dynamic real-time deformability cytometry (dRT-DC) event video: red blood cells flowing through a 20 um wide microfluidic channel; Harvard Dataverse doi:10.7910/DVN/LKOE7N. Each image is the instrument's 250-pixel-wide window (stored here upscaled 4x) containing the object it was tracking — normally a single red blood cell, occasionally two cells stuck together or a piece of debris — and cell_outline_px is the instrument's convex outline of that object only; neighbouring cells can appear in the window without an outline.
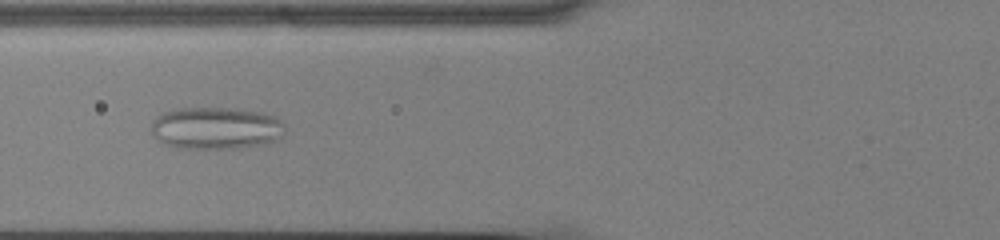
{"species": "common noctule bat (a hibernating species)", "species_latin": "Nyctalus noctula", "temperature_condition": "cold", "stored_images_in_passage": 47, "camera_frame_rate_fps": 3000, "um_per_image_px": 0.085, "animal": {"sex": "male", "body_mass_g": 13.0, "forearm_length_mm": 53.1}, "frame": {"image": 1, "passage_image": 14, "time_ms": 4.333, "image_size_px": [1000, 240], "cell_outline_px": [[284, 132], [276, 140], [264, 144], [236, 148], [180, 148], [164, 144], [152, 136], [152, 124], [156, 116], [164, 112], [180, 108], [236, 108], [264, 112], [276, 116], [284, 124]], "centroid_in_image_um": [18.37, 10.88], "position_along_channel_um": 107.4, "area_um2": 33.06}}
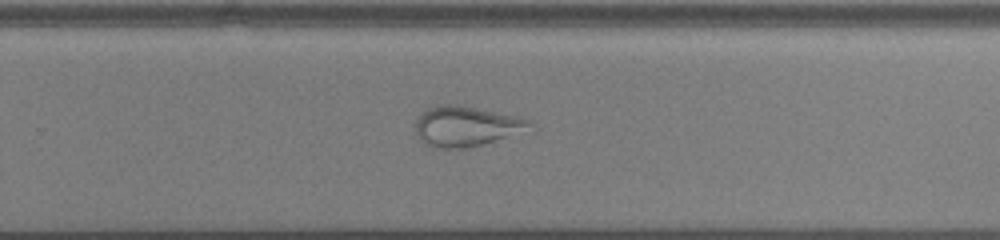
{"frame": {"image": 2, "passage_image": 29, "time_ms": 9.333, "image_size_px": [1000, 240], "cell_outline_px": [[536, 132], [468, 148], [436, 148], [424, 144], [420, 140], [416, 132], [416, 116], [420, 112], [428, 108], [440, 104], [460, 104], [516, 116], [528, 120], [532, 124]], "centroid_in_image_um": [39.72, 10.75], "position_along_channel_um": 290.1, "area_um2": 27.86}}
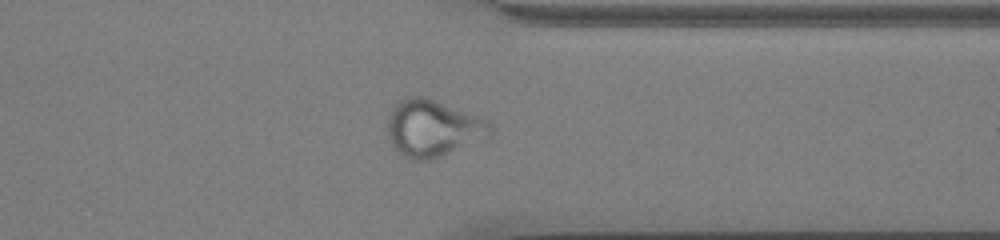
{"frame": {"image": 3, "passage_image": 36, "time_ms": 11.667, "image_size_px": [1000, 240], "cell_outline_px": [[496, 128], [492, 136], [440, 156], [428, 160], [408, 160], [392, 144], [388, 136], [388, 116], [392, 108], [400, 100], [412, 96], [420, 96], [432, 100], [488, 120]], "centroid_in_image_um": [36.83, 10.92], "position_along_channel_um": 374.6, "area_um2": 33.64}}